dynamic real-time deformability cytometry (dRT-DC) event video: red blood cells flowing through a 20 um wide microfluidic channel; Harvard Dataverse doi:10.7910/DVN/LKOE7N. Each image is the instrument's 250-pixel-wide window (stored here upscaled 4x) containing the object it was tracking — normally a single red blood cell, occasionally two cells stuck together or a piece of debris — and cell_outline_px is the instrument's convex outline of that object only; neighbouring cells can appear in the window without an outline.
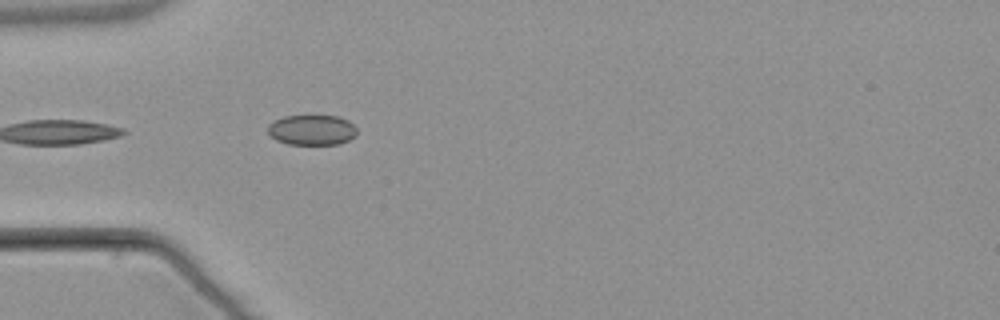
{"species": "common noctule bat (a hibernating species)", "species_latin": "Nyctalus noctula", "temperature_condition": "warm", "stored_images_in_passage": 5, "camera_frame_rate_fps": 3000, "um_per_image_px": 0.085, "animal": {"sex": "male", "body_mass_g": 21.5, "forearm_length_mm": 52.0}, "frame": {"image": 1, "passage_image": 5, "time_ms": 5.0, "image_size_px": [1000, 320], "cell_outline_px": [[356, 136], [348, 140], [336, 144], [288, 144], [276, 140], [268, 132], [268, 124], [284, 116], [340, 116], [348, 120], [356, 128]], "centroid_in_image_um": [26.52, 11.04], "position_along_channel_um": 58.5, "area_um2": 15.61}}